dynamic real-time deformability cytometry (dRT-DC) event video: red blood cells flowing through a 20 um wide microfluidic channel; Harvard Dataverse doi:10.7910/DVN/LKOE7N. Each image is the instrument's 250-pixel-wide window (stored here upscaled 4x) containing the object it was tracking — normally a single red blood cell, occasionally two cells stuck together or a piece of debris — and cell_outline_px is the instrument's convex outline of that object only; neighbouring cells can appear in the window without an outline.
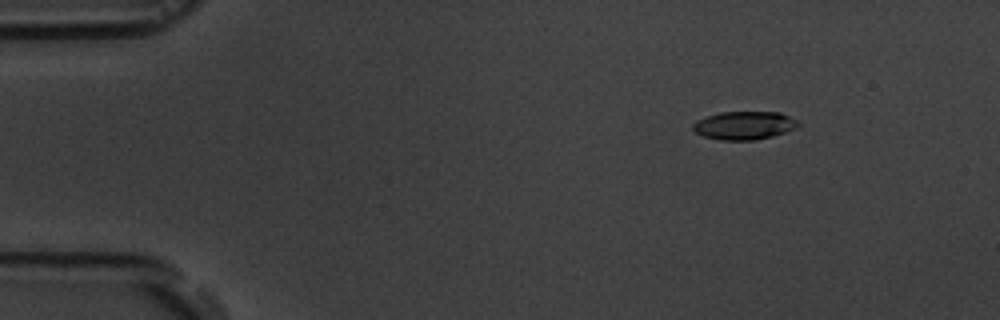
{"species": "common noctule bat (a hibernating species)", "species_latin": "Nyctalus noctula", "temperature_condition": "room temperature", "stored_images_in_passage": 17, "camera_frame_rate_fps": 3000, "um_per_image_px": 0.085, "animal": {"sex": "male", "body_mass_g": 19.5, "forearm_length_mm": 54.6}, "frame": {"image": 1, "passage_image": 3, "time_ms": 2.333, "image_size_px": [1000, 320], "cell_outline_px": [[800, 124], [796, 128], [772, 136], [756, 140], [720, 140], [704, 136], [696, 132], [692, 128], [692, 124], [696, 120], [720, 112], [780, 112], [796, 120]], "centroid_in_image_um": [63.25, 10.66], "position_along_channel_um": 21.8, "area_um2": 17.22}}
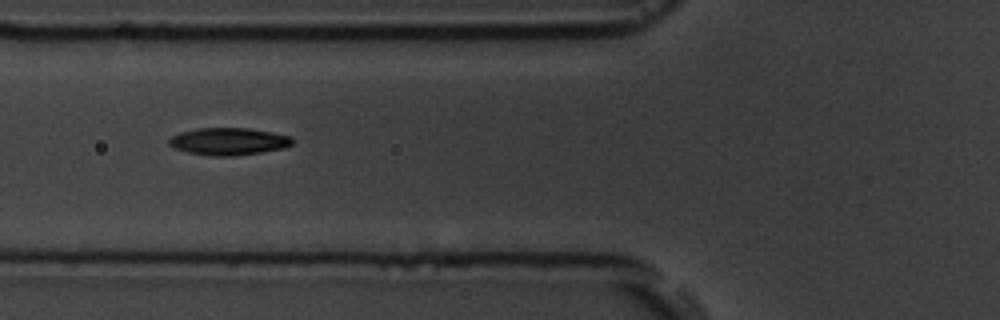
{"frame": {"image": 2, "passage_image": 7, "time_ms": 7.0, "image_size_px": [1000, 320], "cell_outline_px": [[292, 144], [284, 148], [260, 152], [232, 156], [212, 156], [188, 152], [172, 148], [168, 144], [168, 140], [172, 136], [180, 132], [196, 128], [248, 128], [272, 132], [292, 136]], "centroid_in_image_um": [19.4, 12.01], "position_along_channel_um": 106.4, "area_um2": 19.65}}
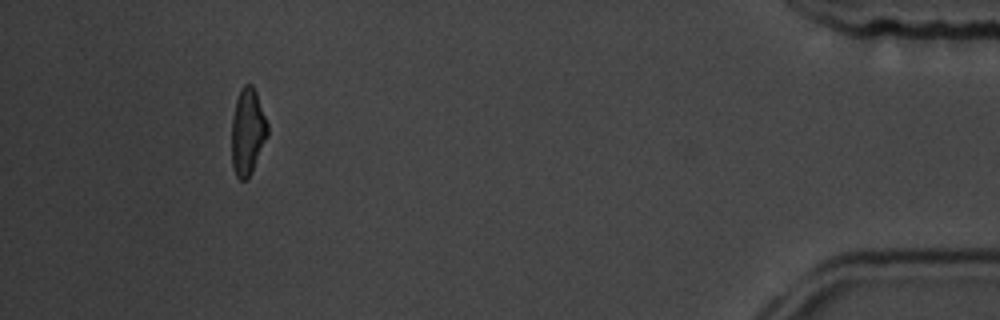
{"frame": {"image": 3, "passage_image": 16, "time_ms": 17.333, "image_size_px": [1000, 320], "cell_outline_px": [[268, 136], [248, 176], [244, 180], [240, 180], [236, 176], [232, 164], [232, 116], [236, 100], [240, 88], [244, 84], [252, 84], [256, 92], [268, 124]], "centroid_in_image_um": [21.04, 11.14], "position_along_channel_um": 414.2, "area_um2": 17.86}, "authors_computed_cell_mechanics": {"area_um2": 18.5538, "velocity_mm_per_s": 3.6136, "shape_relaxation_time_tau1_ms": 2.6283, "shape_relaxation_time_tau2_ms": 3.6619, "deformation_change_tau1": 0.1043, "deformation_change_tau2": 0.0901}}